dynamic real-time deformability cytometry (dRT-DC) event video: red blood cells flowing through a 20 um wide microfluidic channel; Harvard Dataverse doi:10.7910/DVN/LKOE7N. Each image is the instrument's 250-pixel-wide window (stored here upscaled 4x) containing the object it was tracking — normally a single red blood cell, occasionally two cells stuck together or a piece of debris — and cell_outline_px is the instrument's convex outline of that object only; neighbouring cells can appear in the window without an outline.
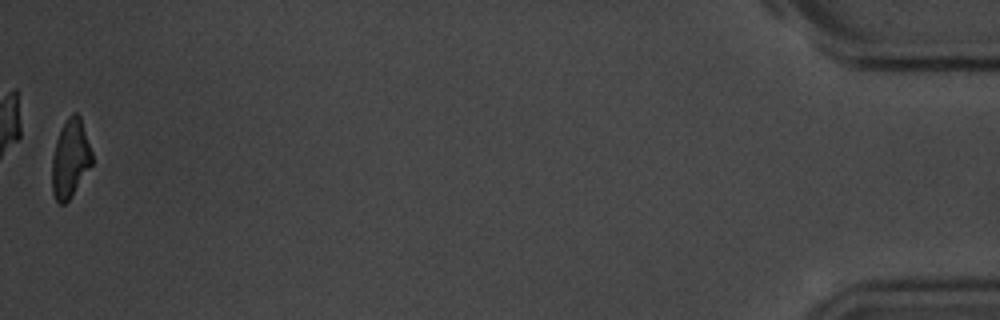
{"species": "common noctule bat (a hibernating species)", "species_latin": "Nyctalus noctula", "temperature_condition": "room temperature", "stored_images_in_passage": 53, "camera_frame_rate_fps": 3000, "um_per_image_px": 0.085, "animal": {"sex": "male", "body_mass_g": 20.1, "forearm_length_mm": 53.5}, "frame": {"image": 1, "passage_image": 53, "time_ms": 17.333, "image_size_px": [1000, 320], "cell_outline_px": [[92, 164], [68, 200], [64, 204], [60, 204], [56, 200], [52, 192], [52, 156], [56, 140], [68, 116], [72, 112], [76, 112], [80, 116], [92, 152]], "centroid_in_image_um": [5.96, 13.47], "position_along_channel_um": 429.2, "area_um2": 17.98}, "authors_computed_cell_mechanics": {"area_um2": 19.8832, "velocity_mm_per_s": 3.6648, "shape_relaxation_time_tau1_ms": 3.2547, "shape_relaxation_time_tau2_ms": 3.3521, "deformation_change_tau1": 0.1441, "deformation_change_tau2": 0.1148}}